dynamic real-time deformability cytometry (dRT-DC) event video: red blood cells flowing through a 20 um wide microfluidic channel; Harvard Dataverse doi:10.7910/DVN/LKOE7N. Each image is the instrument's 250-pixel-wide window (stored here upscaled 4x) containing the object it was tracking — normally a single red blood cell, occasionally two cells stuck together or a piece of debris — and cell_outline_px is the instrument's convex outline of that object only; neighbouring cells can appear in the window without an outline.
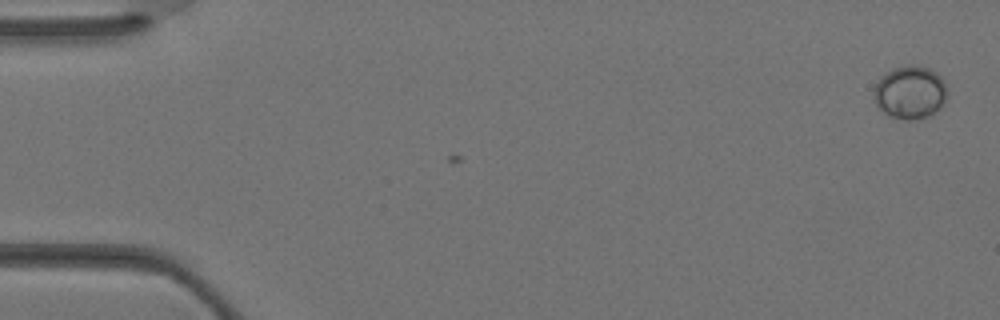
{"species": "Egyptian fruit bat (a non-hibernating species)", "species_latin": "Rousettus aegyptiacus", "temperature_condition": "warm", "stored_images_in_passage": 2, "camera_frame_rate_fps": 3000, "um_per_image_px": 0.085, "animal": {"sex": "female"}, "frame": {"image": 1, "passage_image": 2, "time_ms": 0.333, "image_size_px": [1000, 320], "cell_outline_px": [[948, 96], [944, 104], [940, 108], [928, 116], [916, 120], [904, 120], [888, 116], [876, 104], [876, 80], [880, 76], [896, 68], [912, 64], [928, 68], [936, 72], [944, 80]], "centroid_in_image_um": [77.4, 7.86], "position_along_channel_um": 7.6, "area_um2": 22.66}}